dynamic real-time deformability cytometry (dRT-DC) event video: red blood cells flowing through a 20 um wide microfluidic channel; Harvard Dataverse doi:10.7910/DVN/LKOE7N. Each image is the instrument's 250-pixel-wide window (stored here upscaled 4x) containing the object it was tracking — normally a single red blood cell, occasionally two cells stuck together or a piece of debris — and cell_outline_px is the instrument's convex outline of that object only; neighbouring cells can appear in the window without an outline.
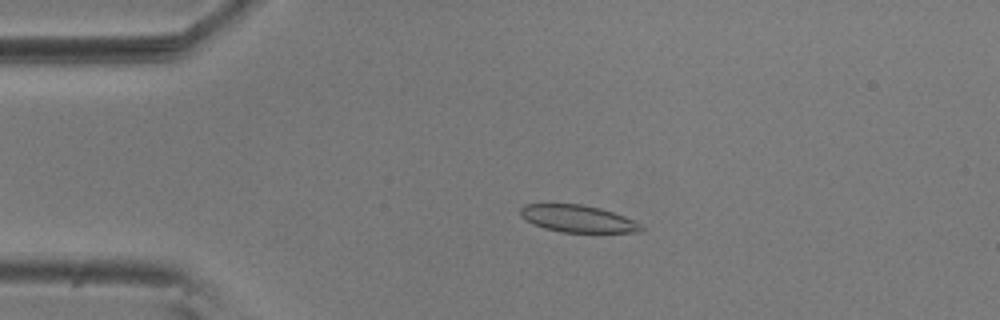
{"species": "common noctule bat (a hibernating species)", "species_latin": "Nyctalus noctula", "temperature_condition": "room temperature", "stored_images_in_passage": 55, "camera_frame_rate_fps": 3000, "um_per_image_px": 0.085, "animal": {"sex": "male", "body_mass_g": 20.5, "forearm_length_mm": 52.5}, "frame": {"image": 1, "passage_image": 12, "time_ms": 3.667, "image_size_px": [1000, 320], "cell_outline_px": [[644, 228], [640, 232], [560, 232], [544, 228], [532, 224], [520, 216], [520, 208], [524, 204], [584, 204], [600, 208], [624, 216], [640, 224]], "centroid_in_image_um": [49.07, 18.58], "position_along_channel_um": 35.9, "area_um2": 19.07}}
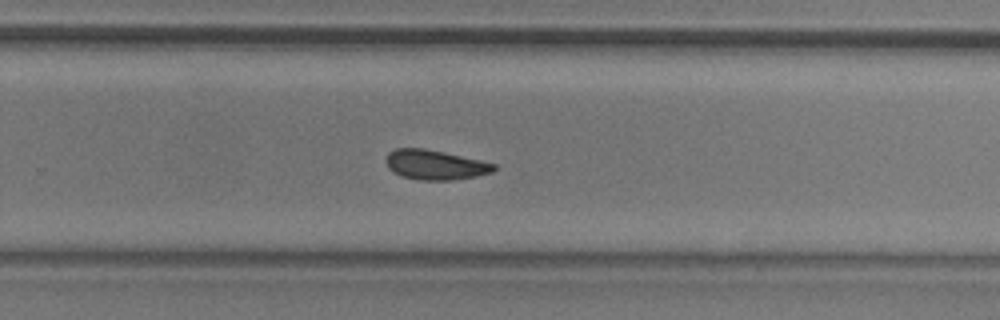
{"frame": {"image": 2, "passage_image": 36, "time_ms": 11.667, "image_size_px": [1000, 320], "cell_outline_px": [[496, 168], [492, 172], [476, 176], [452, 180], [420, 180], [400, 176], [392, 172], [388, 168], [384, 160], [388, 152], [396, 148], [424, 148], [444, 152], [480, 160], [496, 164]], "centroid_in_image_um": [36.93, 14.01], "position_along_channel_um": 292.9, "area_um2": 18.84}}
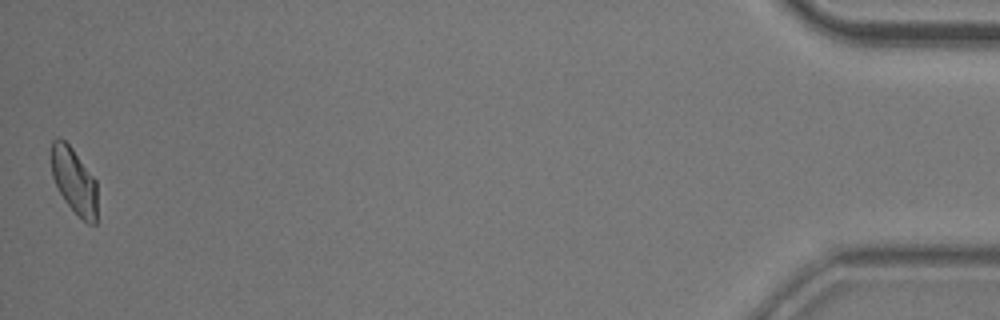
{"frame": {"image": 3, "passage_image": 55, "time_ms": 18.0, "image_size_px": [1000, 320], "cell_outline_px": [[96, 224], [88, 224], [64, 200], [52, 176], [52, 140], [56, 136], [60, 136], [72, 148], [96, 180]], "centroid_in_image_um": [6.29, 15.34], "position_along_channel_um": 428.9, "area_um2": 17.34}, "authors_computed_cell_mechanics": {"area_um2": 19.1896, "velocity_mm_per_s": 3.6412, "shape_relaxation_time_tau1_ms": 4.8323, "shape_relaxation_time_tau2_ms": 4.6249, "deformation_change_tau1": 0.114, "deformation_change_tau2": 0.1097}}